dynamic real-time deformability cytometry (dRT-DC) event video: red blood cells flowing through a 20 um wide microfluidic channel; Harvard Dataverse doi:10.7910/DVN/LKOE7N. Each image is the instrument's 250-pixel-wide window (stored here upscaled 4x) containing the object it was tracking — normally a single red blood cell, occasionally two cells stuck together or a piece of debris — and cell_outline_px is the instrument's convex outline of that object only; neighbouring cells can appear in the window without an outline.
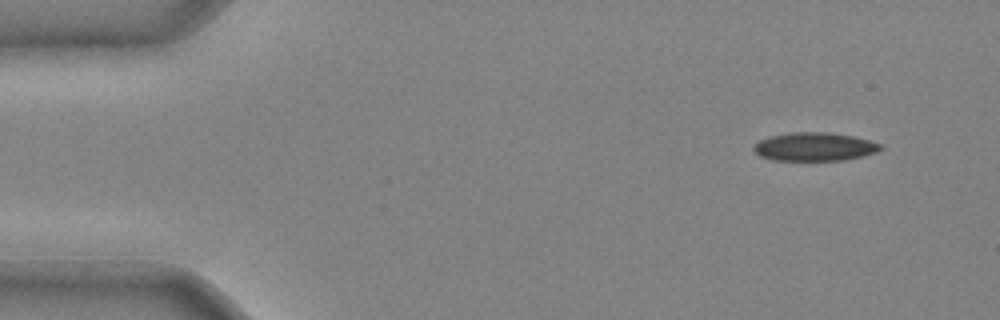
{"species": "common noctule bat (a hibernating species)", "species_latin": "Nyctalus noctula", "temperature_condition": "cold", "stored_images_in_passage": 38, "camera_frame_rate_fps": 3000, "um_per_image_px": 0.085, "animal": {"sex": "male", "body_mass_g": 20.4}, "frame": {"image": 1, "passage_image": 1, "time_ms": 0.0, "image_size_px": [1000, 320], "cell_outline_px": [[884, 148], [876, 152], [864, 156], [844, 160], [772, 160], [760, 156], [752, 148], [760, 140], [768, 136], [792, 132], [828, 132], [852, 136], [884, 144]], "centroid_in_image_um": [69.26, 12.47], "position_along_channel_um": 15.7, "area_um2": 21.1}}
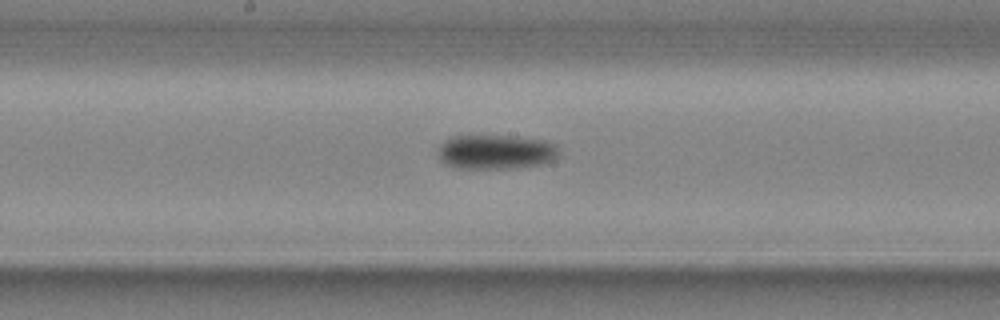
{"frame": {"image": 2, "passage_image": 20, "time_ms": 6.333, "image_size_px": [1000, 320], "cell_outline_px": [[560, 152], [556, 160], [540, 164], [512, 168], [460, 168], [448, 164], [440, 160], [440, 144], [444, 140], [452, 136], [516, 136], [544, 140], [556, 144]], "centroid_in_image_um": [42.21, 12.9], "position_along_channel_um": 206.0, "area_um2": 24.22}}
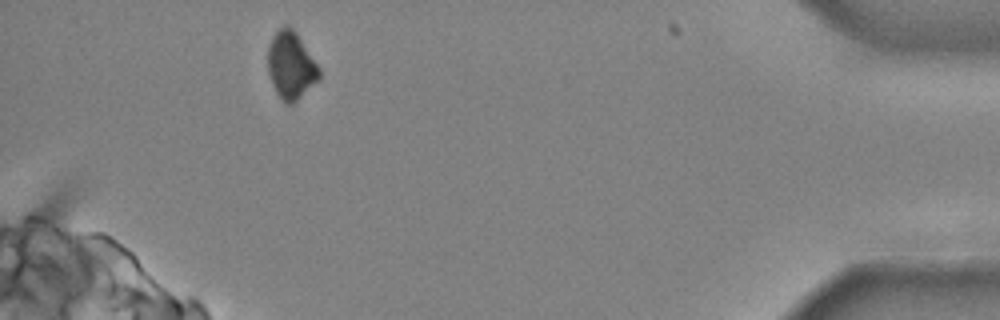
{"frame": {"image": 3, "passage_image": 37, "time_ms": 12.0, "image_size_px": [1000, 320], "cell_outline_px": [[320, 80], [292, 104], [284, 104], [276, 92], [272, 84], [268, 72], [268, 48], [272, 36], [280, 28], [288, 24], [296, 32], [320, 68]], "centroid_in_image_um": [24.74, 5.58], "position_along_channel_um": 410.5, "area_um2": 20.23}}